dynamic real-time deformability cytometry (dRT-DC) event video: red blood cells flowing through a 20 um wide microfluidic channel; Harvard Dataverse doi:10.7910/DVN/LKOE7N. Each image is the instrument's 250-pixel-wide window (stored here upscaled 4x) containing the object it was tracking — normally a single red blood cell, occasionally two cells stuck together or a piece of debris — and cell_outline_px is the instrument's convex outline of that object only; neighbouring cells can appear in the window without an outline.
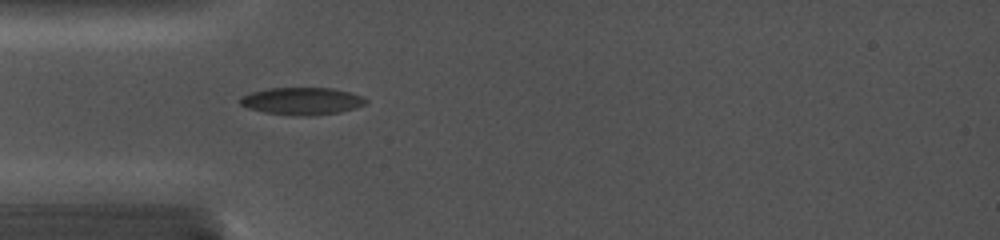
{"species": "common noctule bat (a hibernating species)", "species_latin": "Nyctalus noctula", "temperature_condition": "cold", "stored_images_in_passage": 2, "camera_frame_rate_fps": 5000, "um_per_image_px": 0.085, "animal": {"sex": "female", "body_mass_g": 19.0, "forearm_length_mm": 56.7}, "frame": {"image": 1, "passage_image": 1, "time_ms": 0.0, "image_size_px": [1000, 240], "cell_outline_px": [[368, 100], [364, 104], [356, 108], [340, 112], [308, 116], [296, 116], [264, 112], [248, 108], [240, 104], [236, 100], [240, 96], [252, 92], [268, 88], [332, 88], [364, 96]], "centroid_in_image_um": [25.64, 8.59], "position_along_channel_um": 59.4, "area_um2": 20.17}}